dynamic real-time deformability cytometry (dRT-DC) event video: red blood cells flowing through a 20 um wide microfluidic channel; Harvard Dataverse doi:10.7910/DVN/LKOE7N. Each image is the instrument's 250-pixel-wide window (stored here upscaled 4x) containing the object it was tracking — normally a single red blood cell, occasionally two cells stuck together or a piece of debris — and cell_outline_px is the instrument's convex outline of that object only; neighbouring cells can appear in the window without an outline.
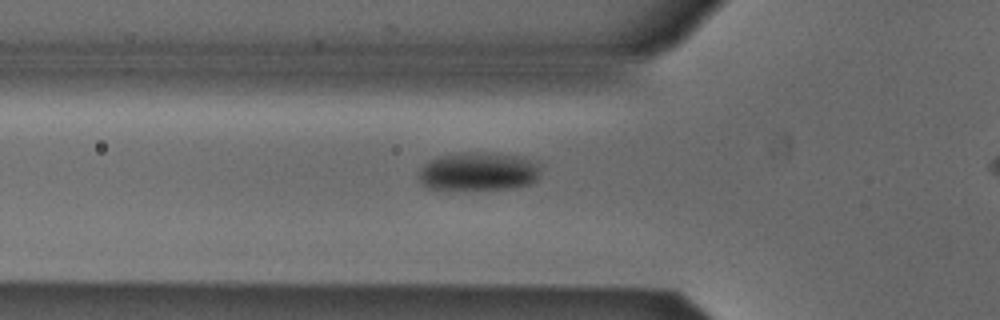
{"species": "Egyptian fruit bat (a non-hibernating species)", "species_latin": "Rousettus aegyptiacus", "temperature_condition": "cold", "stored_images_in_passage": 33, "camera_frame_rate_fps": 3000, "um_per_image_px": 0.085, "animal": {"sex": "male"}, "frame": {"image": 1, "passage_image": 5, "time_ms": 1.333, "image_size_px": [1000, 320], "cell_outline_px": [[540, 168], [536, 180], [528, 184], [504, 188], [428, 188], [416, 176], [420, 168], [428, 160], [436, 156], [460, 152], [492, 152], [524, 156], [536, 164]], "centroid_in_image_um": [40.62, 14.52], "position_along_channel_um": 85.2, "area_um2": 27.11}}
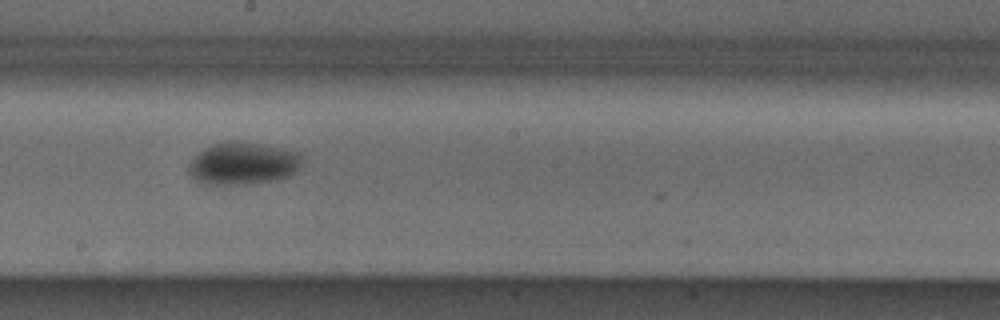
{"frame": {"image": 2, "passage_image": 16, "time_ms": 5.0, "image_size_px": [1000, 320], "cell_outline_px": [[304, 160], [296, 172], [288, 176], [276, 180], [248, 184], [204, 184], [196, 180], [188, 172], [188, 164], [192, 156], [204, 148], [212, 144], [228, 140], [240, 140], [300, 152], [304, 156]], "centroid_in_image_um": [20.65, 13.88], "position_along_channel_um": 227.6, "area_um2": 28.55}}
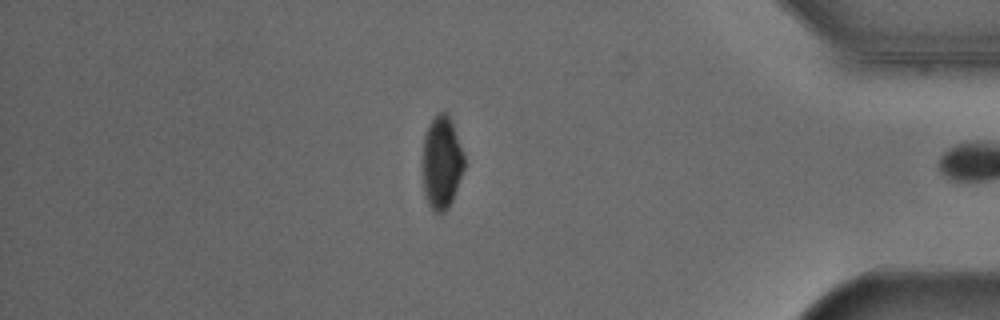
{"frame": {"image": 3, "passage_image": 32, "time_ms": 10.333, "image_size_px": [1000, 320], "cell_outline_px": [[464, 168], [452, 200], [448, 208], [444, 212], [436, 212], [428, 204], [424, 196], [420, 160], [424, 136], [428, 124], [440, 112], [444, 112], [448, 116], [452, 124], [464, 152]], "centroid_in_image_um": [37.49, 13.84], "position_along_channel_um": 397.7, "area_um2": 22.89}, "authors_computed_cell_mechanics": {"area_um2": 26.877, "velocity_mm_per_s": 3.8792, "shape_relaxation_time_tau1_ms": 8.2189, "shape_relaxation_time_tau2_ms": null, "deformation_change_tau1": 0.145, "deformation_change_tau2": null}}